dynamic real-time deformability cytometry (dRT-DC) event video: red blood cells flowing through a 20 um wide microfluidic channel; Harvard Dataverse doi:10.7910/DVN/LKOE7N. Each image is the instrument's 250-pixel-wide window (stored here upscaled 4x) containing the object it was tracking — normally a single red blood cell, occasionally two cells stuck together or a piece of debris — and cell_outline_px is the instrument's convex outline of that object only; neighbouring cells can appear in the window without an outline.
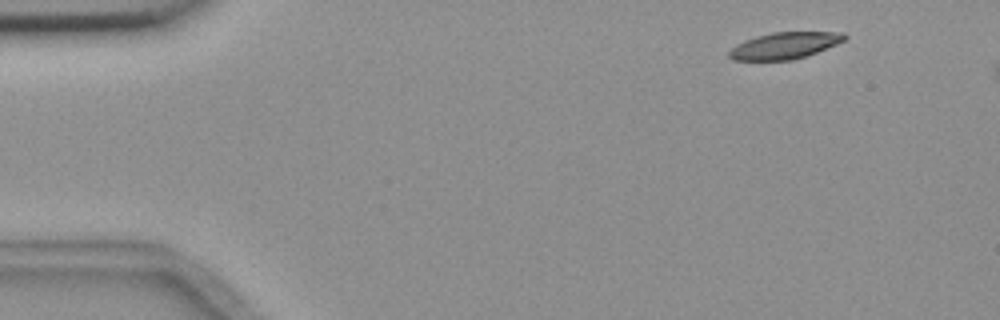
{"species": "common noctule bat (a hibernating species)", "species_latin": "Nyctalus noctula", "temperature_condition": "room temperature", "stored_images_in_passage": 2, "camera_frame_rate_fps": 3000, "um_per_image_px": 0.085, "animal": {"sex": "female", "body_mass_g": 18.4}, "frame": {"image": 1, "passage_image": 1, "time_ms": 0.0, "image_size_px": [1000, 320], "cell_outline_px": [[848, 36], [844, 40], [836, 44], [816, 52], [792, 60], [732, 60], [728, 56], [728, 52], [736, 44], [744, 40], [756, 36], [772, 32], [844, 32]], "centroid_in_image_um": [66.66, 3.87], "position_along_channel_um": 18.3, "area_um2": 17.8}}